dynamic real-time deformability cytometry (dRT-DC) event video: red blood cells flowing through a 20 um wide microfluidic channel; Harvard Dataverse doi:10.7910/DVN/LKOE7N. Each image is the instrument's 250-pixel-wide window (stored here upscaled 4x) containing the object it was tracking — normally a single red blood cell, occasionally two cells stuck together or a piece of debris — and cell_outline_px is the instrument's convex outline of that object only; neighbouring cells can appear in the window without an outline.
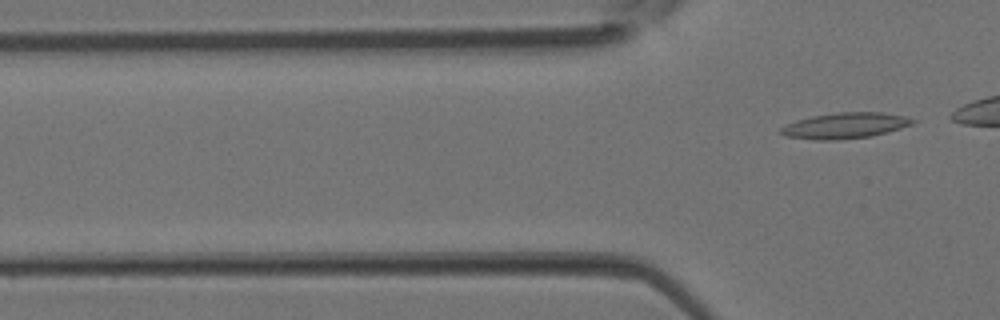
{"species": "Egyptian fruit bat (a non-hibernating species)", "species_latin": "Rousettus aegyptiacus", "temperature_condition": "room temperature", "stored_images_in_passage": 3, "camera_frame_rate_fps": 3000, "um_per_image_px": 0.085, "animal": {"sex": "female"}, "frame": {"image": 1, "passage_image": 3, "time_ms": 0.667, "image_size_px": [1000, 320], "cell_outline_px": [[916, 120], [912, 124], [900, 128], [872, 136], [836, 140], [812, 140], [784, 136], [780, 132], [780, 128], [796, 120], [812, 116], [840, 112], [880, 112], [904, 116]], "centroid_in_image_um": [71.8, 10.68], "position_along_channel_um": 54.0, "area_um2": 19.71}}